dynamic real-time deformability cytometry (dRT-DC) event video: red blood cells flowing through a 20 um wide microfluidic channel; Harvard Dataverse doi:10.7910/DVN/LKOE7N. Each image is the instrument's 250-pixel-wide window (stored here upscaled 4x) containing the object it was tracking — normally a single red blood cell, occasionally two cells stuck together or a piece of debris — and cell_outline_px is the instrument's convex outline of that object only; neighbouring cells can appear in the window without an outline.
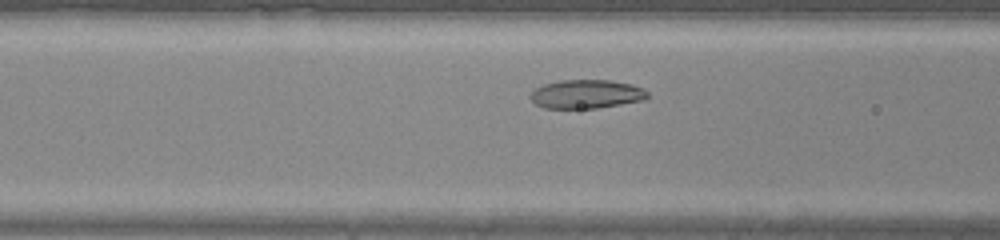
{"species": "common noctule bat (a hibernating species)", "species_latin": "Nyctalus noctula", "temperature_condition": "warm", "stored_images_in_passage": 32, "camera_frame_rate_fps": 3000, "um_per_image_px": 0.085, "animal": {"sex": "male", "body_mass_g": 20.0, "forearm_length_mm": 53.3}, "frame": {"image": 1, "passage_image": 10, "time_ms": 3.0, "image_size_px": [1000, 240], "cell_outline_px": [[648, 96], [644, 100], [596, 108], [544, 108], [536, 104], [528, 96], [536, 88], [544, 84], [560, 80], [608, 80], [632, 84], [644, 88], [648, 92]], "centroid_in_image_um": [49.84, 7.99], "position_along_channel_um": 116.8, "area_um2": 19.59}}
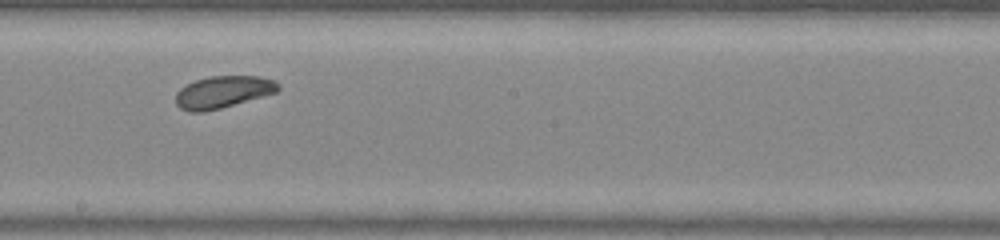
{"frame": {"image": 2, "passage_image": 18, "time_ms": 5.667, "image_size_px": [1000, 240], "cell_outline_px": [[280, 88], [276, 92], [220, 108], [204, 112], [188, 112], [180, 108], [176, 104], [176, 92], [180, 88], [196, 80], [212, 76], [260, 76], [276, 80], [280, 84]], "centroid_in_image_um": [18.95, 7.81], "position_along_channel_um": 229.2, "area_um2": 19.07}}
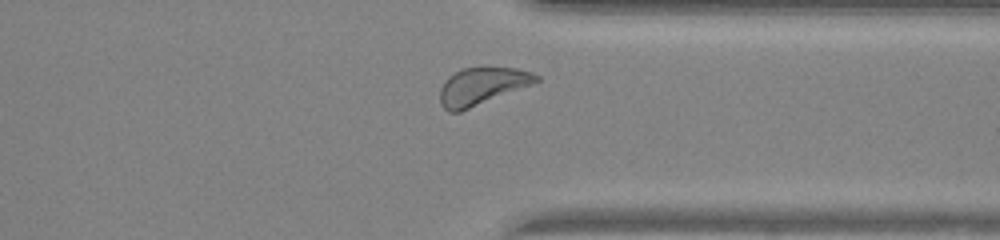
{"frame": {"image": 3, "passage_image": 28, "time_ms": 9.0, "image_size_px": [1000, 240], "cell_outline_px": [[540, 80], [532, 84], [460, 112], [448, 112], [440, 104], [440, 88], [444, 80], [448, 76], [464, 68], [516, 68], [532, 72], [540, 76]], "centroid_in_image_um": [40.94, 7.33], "position_along_channel_um": 370.5, "area_um2": 20.75}, "authors_computed_cell_mechanics": {"area_um2": 19.7098, "velocity_mm_per_s": 4.2329, "shape_relaxation_time_tau1_ms": 1.0604, "shape_relaxation_time_tau2_ms": null, "deformation_change_tau1": 0.0603, "deformation_change_tau2": null}}